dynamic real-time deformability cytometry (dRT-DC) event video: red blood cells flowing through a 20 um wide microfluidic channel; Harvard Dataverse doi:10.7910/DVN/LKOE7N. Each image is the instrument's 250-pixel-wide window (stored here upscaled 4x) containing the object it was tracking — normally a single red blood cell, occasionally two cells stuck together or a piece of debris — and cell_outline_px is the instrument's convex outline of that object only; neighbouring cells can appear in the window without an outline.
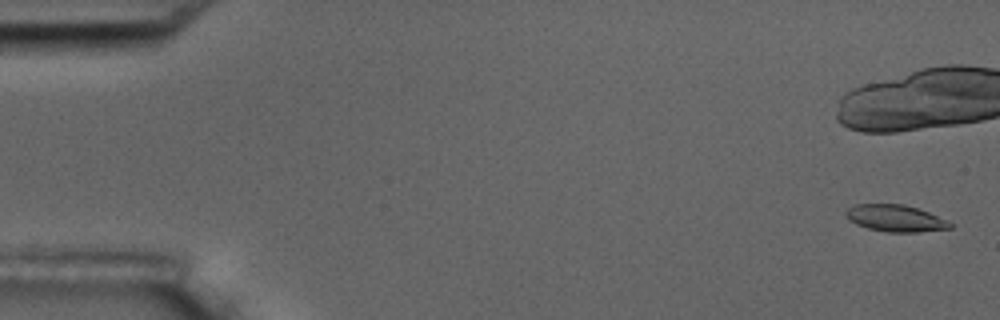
{"species": "common noctule bat (a hibernating species)", "species_latin": "Nyctalus noctula", "temperature_condition": "room temperature", "stored_images_in_passage": 8, "camera_frame_rate_fps": 3000, "um_per_image_px": 0.085, "animal": {"sex": "male", "body_mass_g": 17.5, "forearm_length_mm": 52.3}, "frame": {"image": 1, "passage_image": 1, "time_ms": 0.0, "image_size_px": [1000, 320], "cell_outline_px": [[952, 228], [916, 232], [888, 232], [868, 228], [856, 224], [848, 220], [844, 216], [844, 212], [848, 208], [856, 204], [904, 204], [928, 212], [952, 224]], "centroid_in_image_um": [76.04, 18.55], "position_along_channel_um": 9.0, "area_um2": 16.13}}